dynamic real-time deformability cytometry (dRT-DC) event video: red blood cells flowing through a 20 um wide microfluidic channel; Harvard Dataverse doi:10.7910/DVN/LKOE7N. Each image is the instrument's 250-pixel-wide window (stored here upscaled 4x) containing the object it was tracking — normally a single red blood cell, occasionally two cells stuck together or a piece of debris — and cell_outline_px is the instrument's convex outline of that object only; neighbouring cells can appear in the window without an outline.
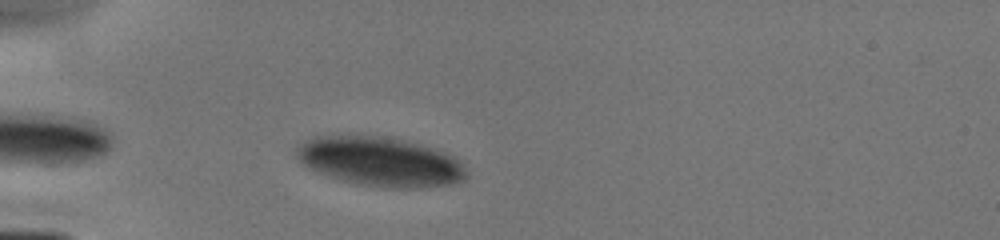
{"species": "human", "species_latin": "Homo sapiens", "temperature_condition": "cold", "stored_images_in_passage": 13, "camera_frame_rate_fps": 3000, "um_per_image_px": 0.085, "donor": {"sex": "male"}, "frame": {"image": 1, "passage_image": 4, "time_ms": 1.0, "image_size_px": [1000, 240], "cell_outline_px": [[468, 176], [464, 180], [452, 184], [424, 188], [384, 188], [356, 184], [340, 180], [308, 168], [300, 164], [296, 156], [296, 148], [300, 144], [312, 136], [380, 136], [416, 144], [432, 148], [456, 156], [464, 164], [468, 172]], "centroid_in_image_um": [32.34, 13.77], "position_along_channel_um": 52.7, "area_um2": 49.07}}
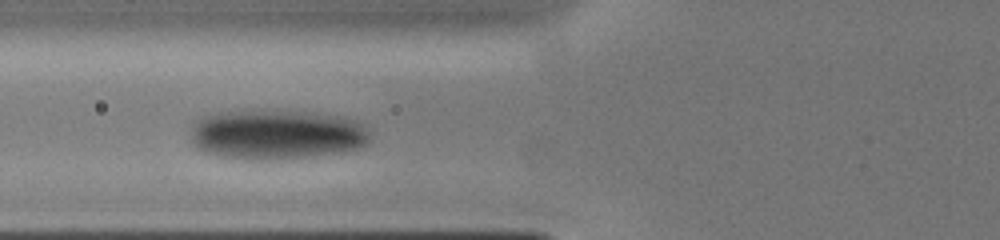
{"frame": {"image": 2, "passage_image": 8, "time_ms": 2.667, "image_size_px": [1000, 240], "cell_outline_px": [[368, 140], [364, 144], [356, 148], [340, 152], [308, 156], [260, 160], [248, 160], [224, 156], [208, 152], [196, 148], [192, 144], [192, 132], [196, 120], [204, 116], [220, 112], [252, 108], [260, 108], [344, 116], [356, 120], [364, 124], [368, 132]], "centroid_in_image_um": [23.48, 11.39], "position_along_channel_um": 102.3, "area_um2": 52.31}}
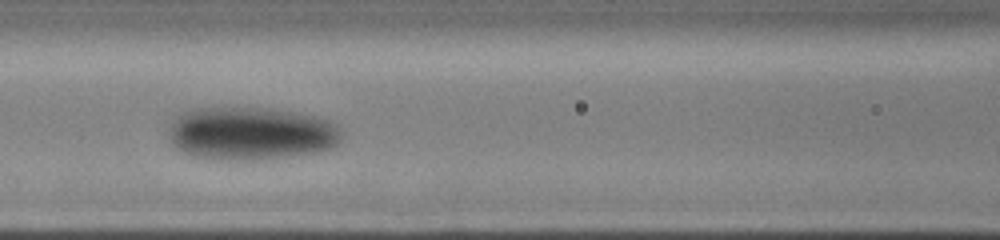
{"frame": {"image": 3, "passage_image": 11, "time_ms": 3.667, "image_size_px": [1000, 240], "cell_outline_px": [[340, 140], [332, 148], [320, 152], [256, 160], [224, 160], [196, 156], [184, 152], [176, 148], [172, 144], [168, 136], [168, 128], [172, 120], [176, 116], [192, 108], [220, 104], [268, 108], [312, 116], [328, 120], [336, 124], [340, 132]], "centroid_in_image_um": [21.24, 11.3], "position_along_channel_um": 145.4, "area_um2": 54.56}}